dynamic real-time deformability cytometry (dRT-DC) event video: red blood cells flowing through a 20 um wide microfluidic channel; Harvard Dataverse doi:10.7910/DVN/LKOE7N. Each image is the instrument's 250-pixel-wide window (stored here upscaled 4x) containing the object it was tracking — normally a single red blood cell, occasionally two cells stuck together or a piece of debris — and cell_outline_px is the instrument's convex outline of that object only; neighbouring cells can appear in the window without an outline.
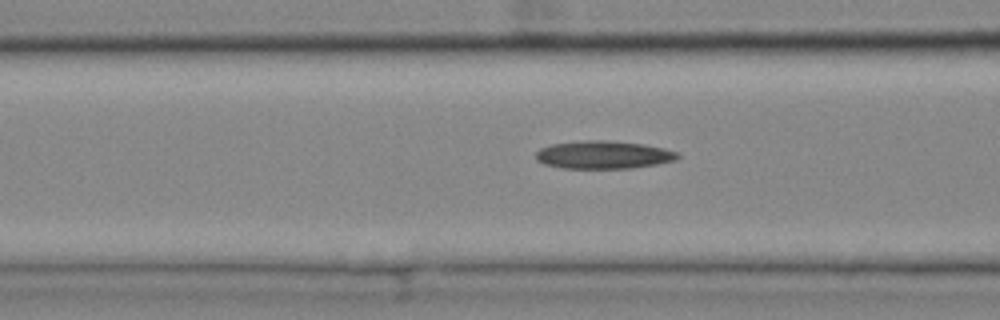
{"species": "common noctule bat (a hibernating species)", "species_latin": "Nyctalus noctula", "temperature_condition": "cold", "stored_images_in_passage": 30, "camera_frame_rate_fps": 3000, "um_per_image_px": 0.085, "animal": {"sex": "female", "body_mass_g": 25.1}, "frame": {"image": 1, "passage_image": 17, "time_ms": 5.333, "image_size_px": [1000, 320], "cell_outline_px": [[680, 156], [676, 160], [656, 164], [632, 168], [564, 168], [544, 164], [536, 160], [536, 152], [540, 148], [552, 144], [588, 140], [604, 140], [644, 144], [664, 148], [680, 152]], "centroid_in_image_um": [51.32, 13.16], "position_along_channel_um": 115.3, "area_um2": 23.06}}
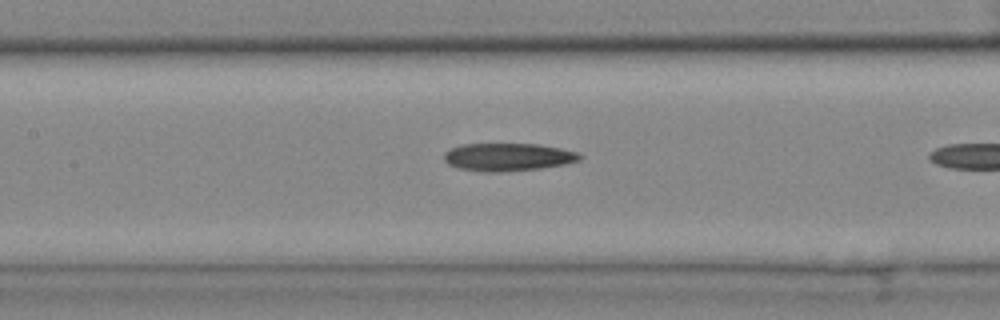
{"frame": {"image": 2, "passage_image": 21, "time_ms": 6.667, "image_size_px": [1000, 320], "cell_outline_px": [[584, 156], [580, 160], [564, 164], [540, 168], [500, 172], [484, 172], [460, 168], [448, 164], [444, 160], [444, 152], [460, 144], [536, 144], [560, 148], [580, 152]], "centroid_in_image_um": [43.19, 13.34], "position_along_channel_um": 164.2, "area_um2": 22.02}}
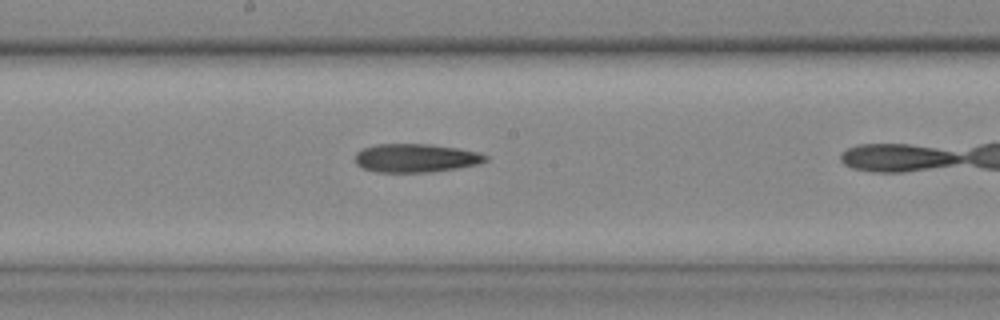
{"frame": {"image": 3, "passage_image": 25, "time_ms": 8.0, "image_size_px": [1000, 320], "cell_outline_px": [[488, 160], [480, 164], [432, 172], [376, 172], [364, 168], [356, 164], [356, 152], [360, 148], [376, 144], [432, 144], [480, 152], [488, 156]], "centroid_in_image_um": [35.35, 13.43], "position_along_channel_um": 212.8, "area_um2": 21.85}}